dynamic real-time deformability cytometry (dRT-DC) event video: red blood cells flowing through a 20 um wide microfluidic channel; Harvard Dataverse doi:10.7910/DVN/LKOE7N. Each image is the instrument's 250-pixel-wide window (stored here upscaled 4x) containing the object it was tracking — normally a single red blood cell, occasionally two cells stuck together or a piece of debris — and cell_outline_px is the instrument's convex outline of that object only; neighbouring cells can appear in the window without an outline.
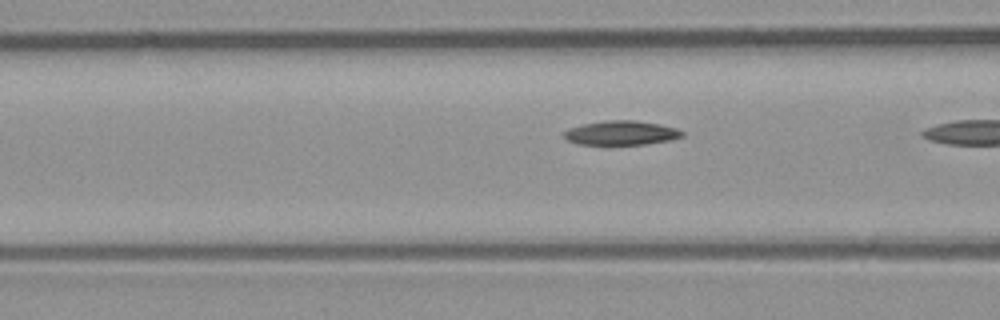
{"species": "common noctule bat (a hibernating species)", "species_latin": "Nyctalus noctula", "temperature_condition": "room temperature", "stored_images_in_passage": 18, "camera_frame_rate_fps": 3000, "um_per_image_px": 0.085, "animal": {"sex": "male", "body_mass_g": 23.1, "forearm_length_mm": 52.7}, "frame": {"image": 1, "passage_image": 17, "time_ms": 5.333, "image_size_px": [1000, 320], "cell_outline_px": [[684, 136], [668, 140], [644, 144], [580, 144], [568, 140], [564, 136], [564, 132], [568, 128], [584, 124], [604, 120], [636, 120], [660, 124], [676, 128], [684, 132]], "centroid_in_image_um": [52.82, 11.28], "position_along_channel_um": 113.8, "area_um2": 16.53}}